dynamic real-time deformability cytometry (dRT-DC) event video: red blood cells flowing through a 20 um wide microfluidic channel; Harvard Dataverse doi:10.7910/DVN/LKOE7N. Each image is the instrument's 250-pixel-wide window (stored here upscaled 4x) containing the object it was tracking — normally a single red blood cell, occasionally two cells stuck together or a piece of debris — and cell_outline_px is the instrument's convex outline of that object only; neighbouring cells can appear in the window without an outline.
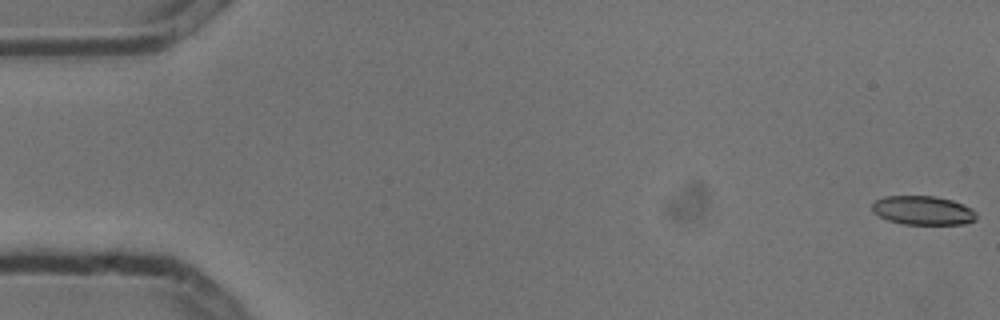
{"species": "common noctule bat (a hibernating species)", "species_latin": "Nyctalus noctula", "temperature_condition": "cold", "stored_images_in_passage": 9, "camera_frame_rate_fps": 3000, "um_per_image_px": 0.085, "animal": {"sex": "male", "body_mass_g": 13.3}, "frame": {"image": 1, "passage_image": 1, "time_ms": 0.0, "image_size_px": [1000, 320], "cell_outline_px": [[976, 220], [964, 224], [904, 224], [888, 220], [872, 212], [872, 204], [876, 200], [884, 196], [936, 196], [952, 200], [964, 204], [972, 208], [976, 212]], "centroid_in_image_um": [78.47, 17.88], "position_along_channel_um": 6.5, "area_um2": 17.69}}
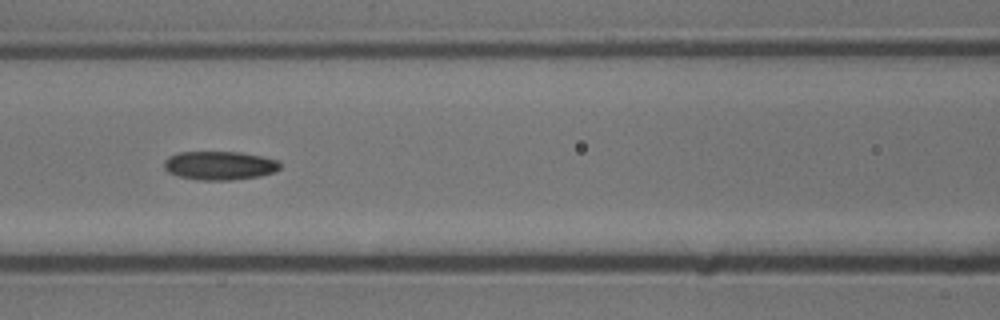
{"frame": {"image": 2, "passage_image": 7, "time_ms": 2.0, "image_size_px": [1000, 320], "cell_outline_px": [[280, 168], [276, 172], [260, 176], [232, 180], [200, 180], [180, 176], [168, 172], [164, 168], [164, 160], [168, 156], [176, 152], [244, 152], [264, 156], [280, 160]], "centroid_in_image_um": [18.7, 14.06], "position_along_channel_um": 147.9, "area_um2": 19.71}}
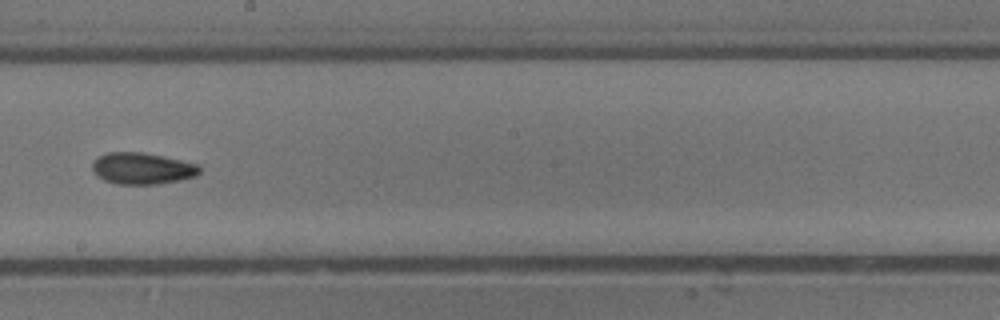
{"frame": {"image": 3, "passage_image": 9, "time_ms": 2.667, "image_size_px": [1000, 320], "cell_outline_px": [[200, 172], [196, 176], [180, 180], [156, 184], [116, 184], [104, 180], [96, 176], [92, 172], [92, 160], [96, 156], [108, 152], [140, 152], [164, 156], [196, 164], [200, 168]], "centroid_in_image_um": [12.02, 14.31], "position_along_channel_um": 236.2, "area_um2": 19.88}}